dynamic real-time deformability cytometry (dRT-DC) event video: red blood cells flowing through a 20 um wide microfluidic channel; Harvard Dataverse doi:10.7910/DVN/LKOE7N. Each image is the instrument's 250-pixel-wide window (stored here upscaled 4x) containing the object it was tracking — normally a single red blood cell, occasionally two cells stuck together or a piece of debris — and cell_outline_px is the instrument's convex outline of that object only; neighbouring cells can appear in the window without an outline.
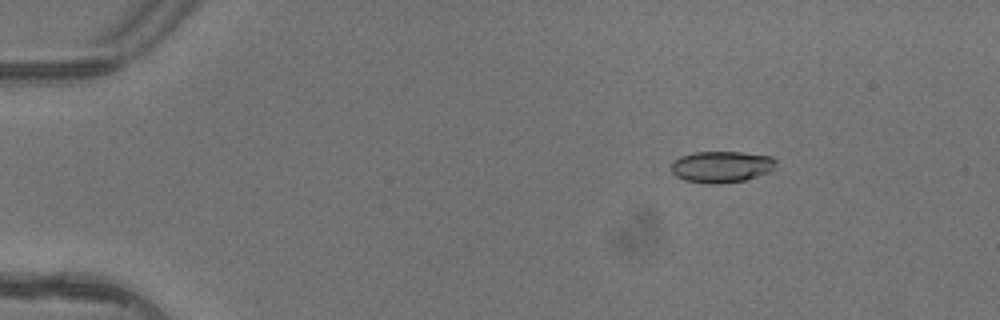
{"species": "common noctule bat (a hibernating species)", "species_latin": "Nyctalus noctula", "temperature_condition": "warm", "stored_images_in_passage": 4, "camera_frame_rate_fps": 3000, "um_per_image_px": 0.085, "animal": {"sex": "female"}, "frame": {"image": 1, "passage_image": 3, "time_ms": 0.667, "image_size_px": [1000, 320], "cell_outline_px": [[776, 160], [772, 168], [768, 172], [744, 180], [720, 184], [704, 184], [684, 180], [676, 176], [672, 172], [672, 164], [680, 156], [692, 152], [740, 152], [772, 156]], "centroid_in_image_um": [61.29, 14.18], "position_along_channel_um": 23.7, "area_um2": 19.13}}